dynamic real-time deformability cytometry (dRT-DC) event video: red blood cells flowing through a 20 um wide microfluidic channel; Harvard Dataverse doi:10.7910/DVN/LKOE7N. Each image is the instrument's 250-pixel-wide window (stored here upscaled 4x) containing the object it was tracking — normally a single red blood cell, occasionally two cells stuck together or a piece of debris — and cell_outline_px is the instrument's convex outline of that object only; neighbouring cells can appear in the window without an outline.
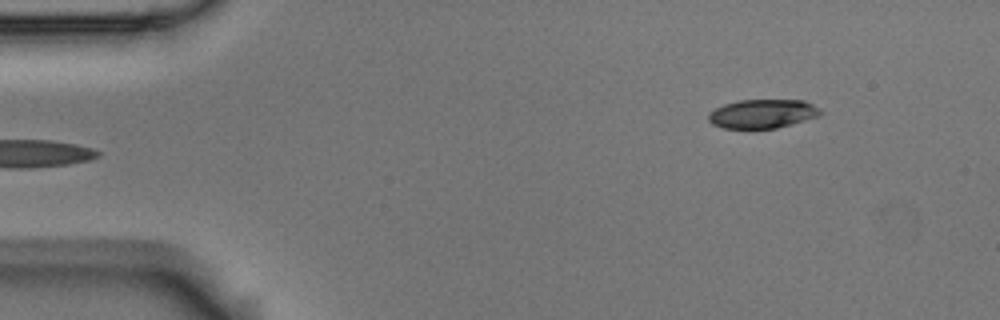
{"species": "Egyptian fruit bat (a non-hibernating species)", "species_latin": "Rousettus aegyptiacus", "temperature_condition": "room temperature", "stored_images_in_passage": 5, "segment_of_instrument_passage": [2, 2], "camera_frame_rate_fps": 3000, "um_per_image_px": 0.085, "animal": {"sex": "male"}, "frame": {"image": 1, "passage_image": 5, "time_ms": 1.333, "image_size_px": [1000, 320], "cell_outline_px": [[824, 112], [820, 116], [776, 128], [724, 128], [712, 124], [708, 120], [708, 112], [724, 104], [740, 100], [804, 100], [820, 108]], "centroid_in_image_um": [64.83, 9.66], "position_along_channel_um": 20.2, "area_um2": 18.9}}